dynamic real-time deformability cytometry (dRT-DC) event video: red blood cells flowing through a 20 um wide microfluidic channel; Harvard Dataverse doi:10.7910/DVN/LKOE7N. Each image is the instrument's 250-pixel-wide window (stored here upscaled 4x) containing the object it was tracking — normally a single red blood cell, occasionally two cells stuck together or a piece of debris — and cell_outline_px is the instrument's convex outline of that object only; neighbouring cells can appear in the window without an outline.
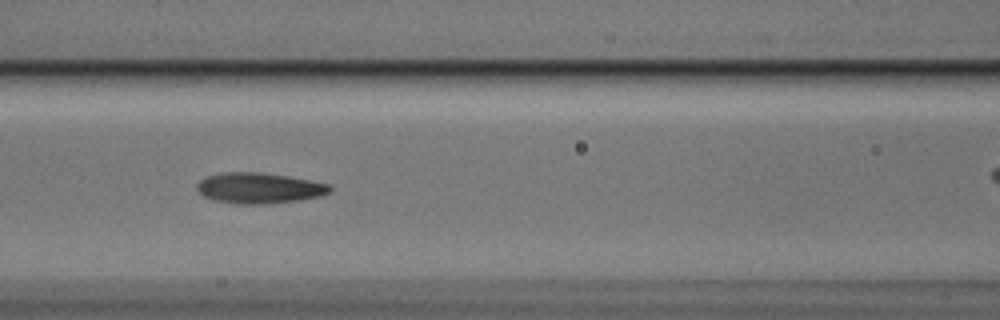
{"species": "Egyptian fruit bat (a non-hibernating species)", "species_latin": "Rousettus aegyptiacus", "temperature_condition": "cold", "stored_images_in_passage": 33, "camera_frame_rate_fps": 3000, "um_per_image_px": 0.085, "animal": {"sex": "male"}, "frame": {"image": 1, "passage_image": 14, "time_ms": 4.333, "image_size_px": [1000, 320], "cell_outline_px": [[332, 188], [328, 192], [320, 196], [300, 200], [268, 204], [236, 204], [212, 200], [204, 196], [196, 188], [196, 184], [204, 176], [220, 172], [260, 172], [288, 176], [328, 184]], "centroid_in_image_um": [21.96, 15.98], "position_along_channel_um": 144.6, "area_um2": 23.93}}
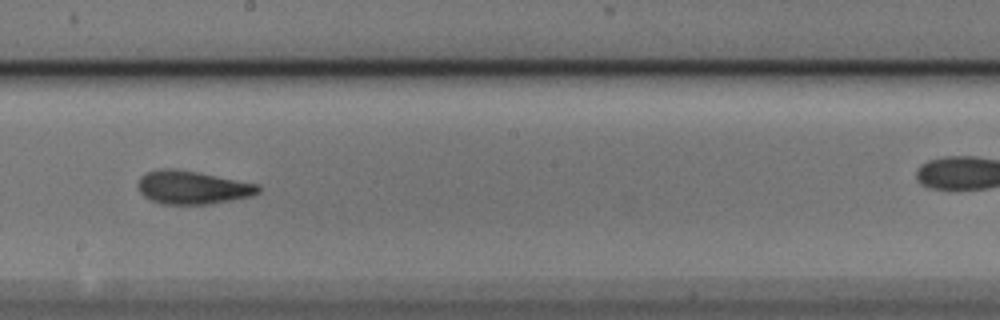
{"frame": {"image": 2, "passage_image": 21, "time_ms": 6.667, "image_size_px": [1000, 320], "cell_outline_px": [[260, 192], [252, 196], [232, 200], [208, 204], [164, 204], [152, 200], [144, 196], [140, 192], [140, 176], [144, 172], [160, 168], [176, 168], [200, 172], [260, 184]], "centroid_in_image_um": [16.4, 15.91], "position_along_channel_um": 231.8, "area_um2": 23.52}}
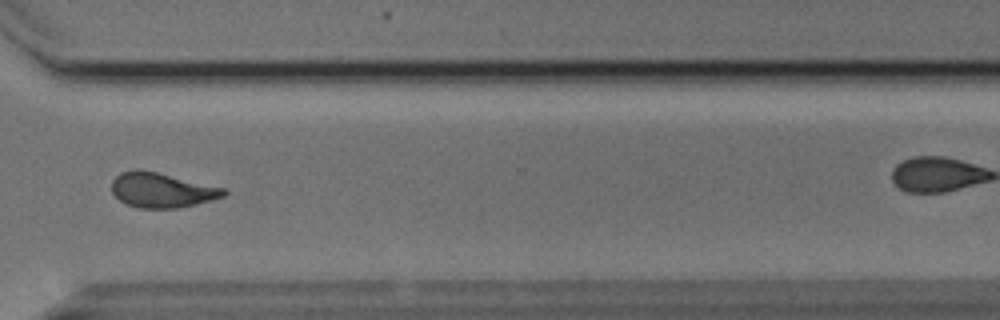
{"frame": {"image": 3, "passage_image": 31, "time_ms": 10.0, "image_size_px": [1000, 320], "cell_outline_px": [[228, 192], [224, 196], [212, 200], [196, 204], [176, 208], [136, 208], [120, 200], [112, 192], [112, 180], [120, 172], [136, 168], [140, 168], [224, 188]], "centroid_in_image_um": [13.72, 16.15], "position_along_channel_um": 356.9, "area_um2": 22.72}, "authors_computed_cell_mechanics": {"area_um2": 23.1778, "velocity_mm_per_s": 3.7502, "shape_relaxation_time_tau1_ms": 4.1474, "shape_relaxation_time_tau2_ms": 2.032, "deformation_change_tau1": 0.156, "deformation_change_tau2": 0.0847}}